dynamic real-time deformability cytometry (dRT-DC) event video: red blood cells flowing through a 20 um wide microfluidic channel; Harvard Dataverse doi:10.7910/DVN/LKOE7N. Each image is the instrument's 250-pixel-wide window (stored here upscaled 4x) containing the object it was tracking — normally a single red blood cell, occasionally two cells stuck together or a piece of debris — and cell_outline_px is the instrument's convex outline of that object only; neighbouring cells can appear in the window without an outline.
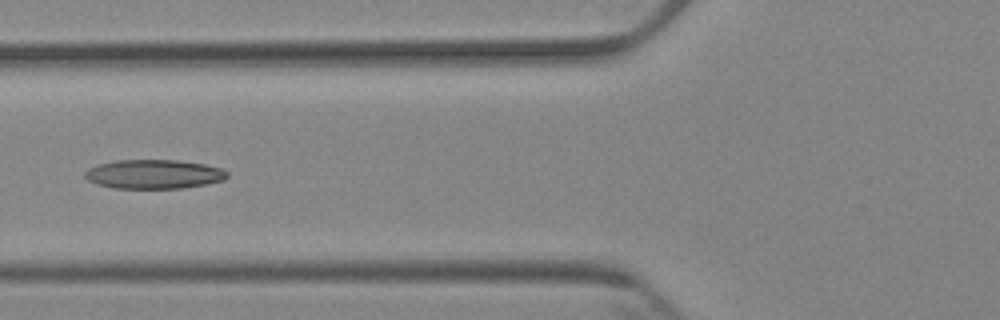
{"species": "Egyptian fruit bat (a non-hibernating species)", "species_latin": "Rousettus aegyptiacus", "temperature_condition": "cold", "stored_images_in_passage": 6, "camera_frame_rate_fps": 3000, "um_per_image_px": 0.085, "animal": {"sex": "female"}, "frame": {"image": 1, "passage_image": 6, "time_ms": 5.667, "image_size_px": [1000, 320], "cell_outline_px": [[228, 176], [224, 180], [184, 188], [112, 188], [96, 184], [88, 180], [84, 176], [84, 172], [88, 168], [96, 164], [116, 160], [176, 160], [204, 164], [220, 168], [228, 172]], "centroid_in_image_um": [13.03, 14.8], "position_along_channel_um": 112.8, "area_um2": 24.22}}